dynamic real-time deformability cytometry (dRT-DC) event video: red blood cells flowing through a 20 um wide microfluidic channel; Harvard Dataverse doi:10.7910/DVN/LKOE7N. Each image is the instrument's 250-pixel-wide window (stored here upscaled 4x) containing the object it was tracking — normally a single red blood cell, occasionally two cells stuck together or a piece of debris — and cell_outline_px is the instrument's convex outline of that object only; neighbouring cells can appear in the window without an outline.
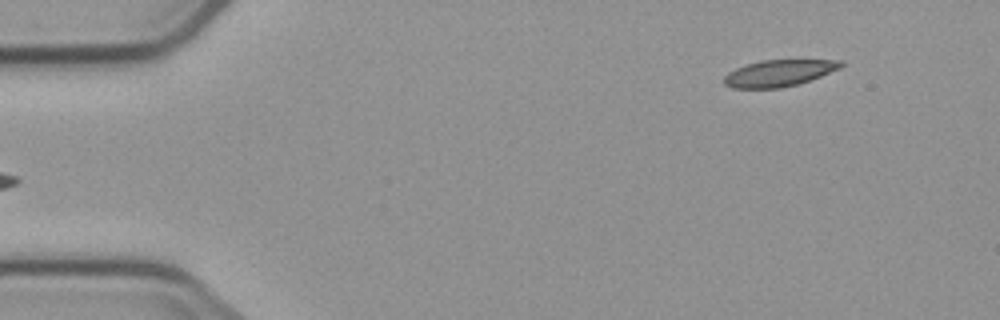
{"species": "common noctule bat (a hibernating species)", "species_latin": "Nyctalus noctula", "temperature_condition": "cold", "stored_images_in_passage": 5, "camera_frame_rate_fps": 3000, "um_per_image_px": 0.085, "animal": {"sex": "male", "body_mass_g": 23.1, "forearm_length_mm": 52.7}, "frame": {"image": 1, "passage_image": 5, "time_ms": 5.0, "image_size_px": [1000, 320], "cell_outline_px": [[844, 64], [840, 68], [820, 76], [796, 84], [780, 88], [732, 88], [724, 84], [724, 76], [728, 72], [736, 68], [760, 60], [844, 60]], "centroid_in_image_um": [66.19, 6.21], "position_along_channel_um": 18.8, "area_um2": 17.92}}